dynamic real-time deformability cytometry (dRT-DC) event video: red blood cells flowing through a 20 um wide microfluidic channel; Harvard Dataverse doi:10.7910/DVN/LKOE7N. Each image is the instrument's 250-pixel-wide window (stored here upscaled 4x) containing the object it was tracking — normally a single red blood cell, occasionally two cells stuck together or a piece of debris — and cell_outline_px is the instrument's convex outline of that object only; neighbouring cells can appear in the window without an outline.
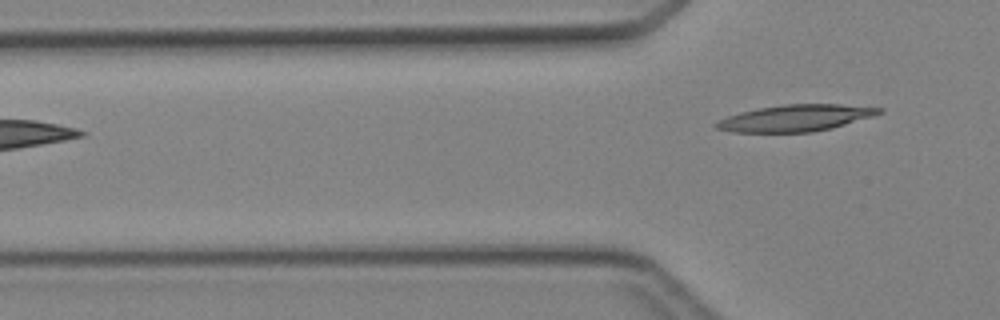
{"species": "Egyptian fruit bat (a non-hibernating species)", "species_latin": "Rousettus aegyptiacus", "temperature_condition": "cold", "stored_images_in_passage": 4, "camera_frame_rate_fps": 3000, "um_per_image_px": 0.085, "animal": {"sex": "female"}, "frame": {"image": 1, "passage_image": 4, "time_ms": 3.667, "image_size_px": [1000, 320], "cell_outline_px": [[884, 112], [872, 116], [832, 128], [812, 132], [732, 132], [716, 128], [712, 124], [716, 120], [740, 112], [760, 108], [784, 104], [840, 104], [884, 108]], "centroid_in_image_um": [67.6, 10.03], "position_along_channel_um": 58.2, "area_um2": 25.2}}